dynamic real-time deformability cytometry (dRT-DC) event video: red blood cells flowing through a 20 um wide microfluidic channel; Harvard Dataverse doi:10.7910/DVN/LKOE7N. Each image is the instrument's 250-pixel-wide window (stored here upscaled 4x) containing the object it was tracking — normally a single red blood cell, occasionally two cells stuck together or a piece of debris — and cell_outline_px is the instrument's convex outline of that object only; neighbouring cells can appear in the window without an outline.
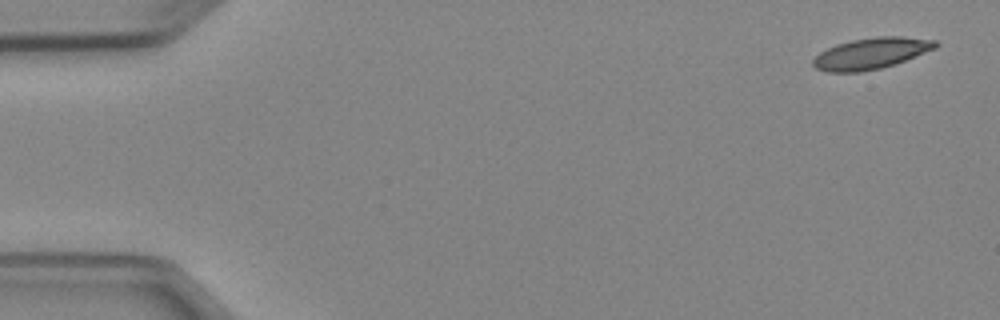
{"species": "Egyptian fruit bat (a non-hibernating species)", "species_latin": "Rousettus aegyptiacus", "temperature_condition": "cold", "stored_images_in_passage": 5, "camera_frame_rate_fps": 3000, "um_per_image_px": 0.085, "animal": {"sex": "female"}, "frame": {"image": 1, "passage_image": 1, "time_ms": 0.0, "image_size_px": [1000, 320], "cell_outline_px": [[940, 44], [936, 48], [904, 60], [880, 68], [860, 72], [828, 72], [816, 68], [812, 64], [812, 60], [820, 52], [836, 44], [852, 40], [876, 36], [900, 36], [936, 40]], "centroid_in_image_um": [74.03, 4.53], "position_along_channel_um": 11.0, "area_um2": 22.08}}
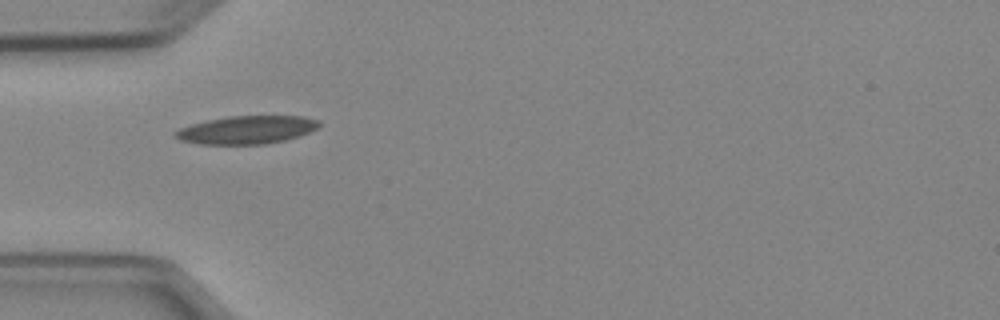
{"frame": {"image": 2, "passage_image": 5, "time_ms": 4.667, "image_size_px": [1000, 320], "cell_outline_px": [[320, 124], [316, 128], [300, 136], [284, 140], [264, 144], [200, 144], [180, 140], [172, 136], [172, 132], [180, 128], [192, 124], [208, 120], [228, 116], [304, 116], [320, 120]], "centroid_in_image_um": [20.95, 11.03], "position_along_channel_um": 64.1, "area_um2": 23.52}}